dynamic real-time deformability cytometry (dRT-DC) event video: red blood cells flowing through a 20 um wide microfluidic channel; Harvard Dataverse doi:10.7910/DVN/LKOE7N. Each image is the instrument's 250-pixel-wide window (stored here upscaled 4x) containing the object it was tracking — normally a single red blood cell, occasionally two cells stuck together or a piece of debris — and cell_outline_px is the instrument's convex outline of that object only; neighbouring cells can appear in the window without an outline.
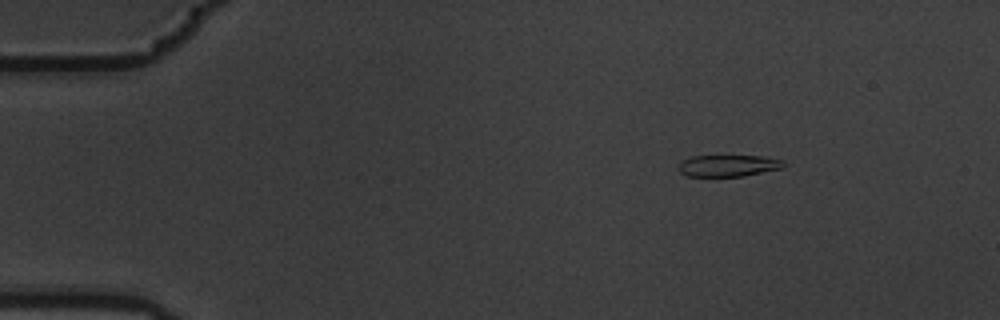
{"species": "common noctule bat (a hibernating species)", "species_latin": "Nyctalus noctula", "temperature_condition": "warm", "stored_images_in_passage": 6, "camera_frame_rate_fps": 3000, "um_per_image_px": 0.085, "animal": {"sex": "male", "body_mass_g": 19.5, "forearm_length_mm": 54.6}, "frame": {"image": 1, "passage_image": 3, "time_ms": 0.667, "image_size_px": [1000, 320], "cell_outline_px": [[784, 164], [780, 168], [744, 176], [688, 176], [680, 172], [676, 168], [684, 160], [692, 156], [764, 156], [784, 160]], "centroid_in_image_um": [61.89, 14.08], "position_along_channel_um": 23.1, "area_um2": 13.12}}